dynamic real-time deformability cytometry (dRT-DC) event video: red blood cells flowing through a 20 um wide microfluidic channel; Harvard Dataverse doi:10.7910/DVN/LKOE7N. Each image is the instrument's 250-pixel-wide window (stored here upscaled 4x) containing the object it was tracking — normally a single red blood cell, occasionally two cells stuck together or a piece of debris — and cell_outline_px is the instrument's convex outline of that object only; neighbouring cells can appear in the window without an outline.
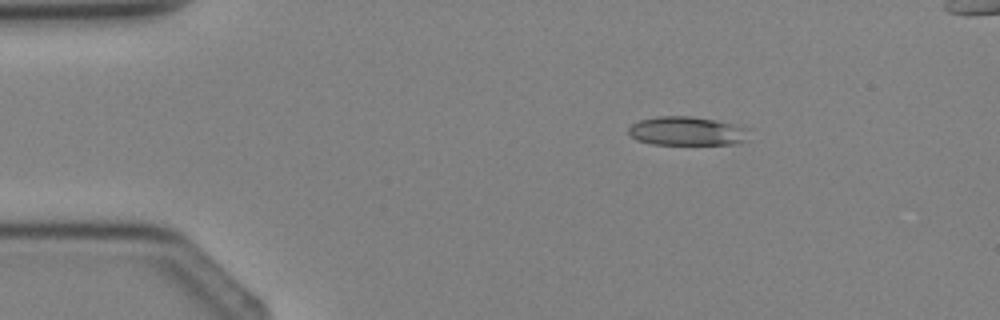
{"species": "Egyptian fruit bat (a non-hibernating species)", "species_latin": "Rousettus aegyptiacus", "temperature_condition": "cold", "stored_images_in_passage": 2, "camera_frame_rate_fps": 3000, "um_per_image_px": 0.085, "animal": {"sex": "female"}, "frame": {"image": 1, "passage_image": 1, "time_ms": 0.0, "image_size_px": [1000, 320], "cell_outline_px": [[748, 140], [736, 144], [652, 144], [636, 140], [628, 132], [628, 128], [632, 124], [640, 120], [660, 116], [692, 116], [732, 124], [748, 128]], "centroid_in_image_um": [58.39, 11.15], "position_along_channel_um": 26.6, "area_um2": 20.17}}